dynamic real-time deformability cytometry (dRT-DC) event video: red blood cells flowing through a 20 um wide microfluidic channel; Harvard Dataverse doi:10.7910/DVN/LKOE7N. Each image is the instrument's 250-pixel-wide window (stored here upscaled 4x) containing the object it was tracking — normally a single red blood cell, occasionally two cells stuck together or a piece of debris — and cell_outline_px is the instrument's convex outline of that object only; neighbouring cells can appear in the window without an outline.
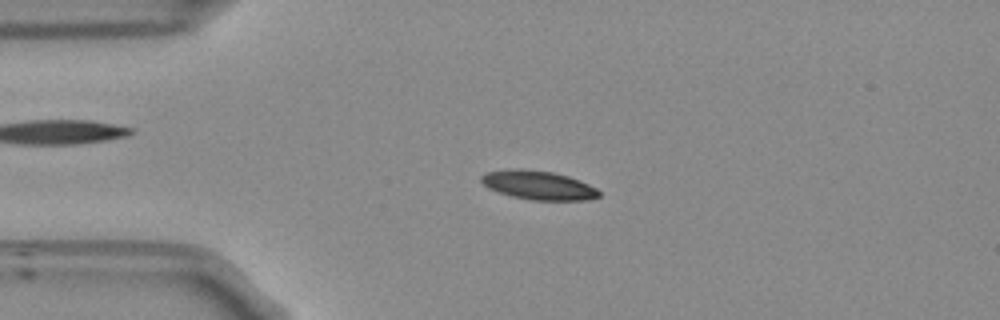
{"species": "Egyptian fruit bat (a non-hibernating species)", "species_latin": "Rousettus aegyptiacus", "temperature_condition": "room temperature", "stored_images_in_passage": 50, "camera_frame_rate_fps": 3000, "um_per_image_px": 0.085, "frame": {"image": 1, "passage_image": 8, "time_ms": 2.333, "image_size_px": [1000, 320], "cell_outline_px": [[600, 196], [584, 200], [536, 200], [512, 196], [488, 188], [480, 180], [480, 176], [488, 172], [516, 168], [520, 168], [552, 172], [568, 176], [580, 180], [596, 188], [600, 192]], "centroid_in_image_um": [45.77, 15.73], "position_along_channel_um": 39.2, "area_um2": 19.59}}
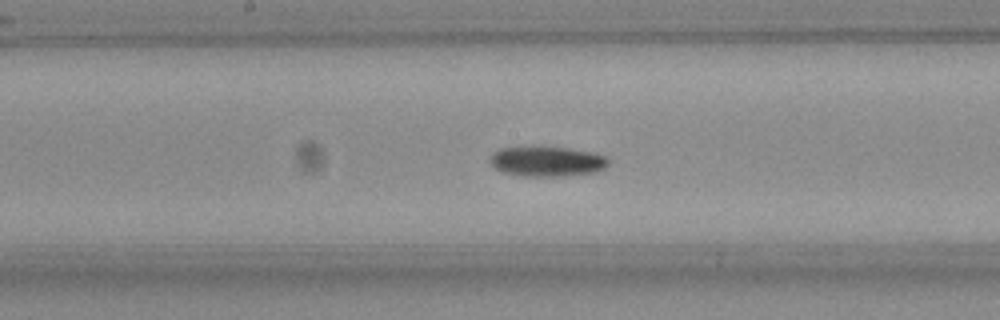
{"frame": {"image": 2, "passage_image": 23, "time_ms": 7.333, "image_size_px": [1000, 320], "cell_outline_px": [[608, 164], [604, 168], [596, 172], [564, 176], [524, 176], [504, 172], [496, 168], [492, 164], [492, 152], [500, 148], [568, 148], [592, 152], [604, 156], [608, 160]], "centroid_in_image_um": [46.53, 13.74], "position_along_channel_um": 201.7, "area_um2": 20.17}}
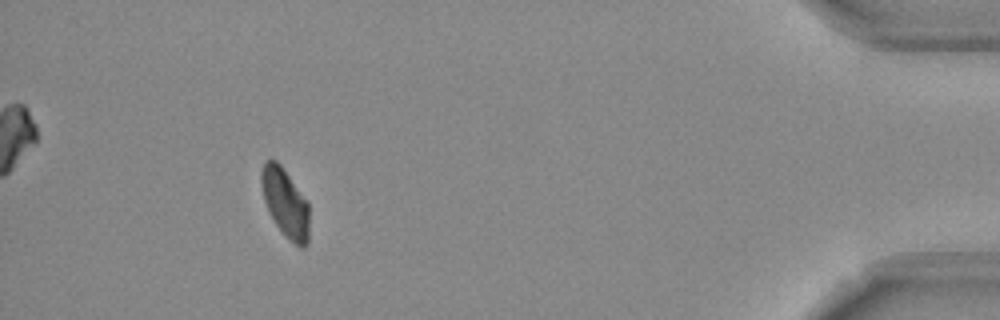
{"frame": {"image": 3, "passage_image": 45, "time_ms": 14.667, "image_size_px": [1000, 320], "cell_outline_px": [[308, 244], [304, 248], [300, 248], [276, 224], [264, 200], [260, 184], [260, 172], [264, 160], [276, 160], [280, 164], [308, 200]], "centroid_in_image_um": [24.24, 17.18], "position_along_channel_um": 411.0, "area_um2": 18.96}, "authors_computed_cell_mechanics": {"area_um2": 19.941, "velocity_mm_per_s": 3.7383, "shape_relaxation_time_tau1_ms": 3.6451, "shape_relaxation_time_tau2_ms": null, "deformation_change_tau1": 0.1218, "deformation_change_tau2": null}}